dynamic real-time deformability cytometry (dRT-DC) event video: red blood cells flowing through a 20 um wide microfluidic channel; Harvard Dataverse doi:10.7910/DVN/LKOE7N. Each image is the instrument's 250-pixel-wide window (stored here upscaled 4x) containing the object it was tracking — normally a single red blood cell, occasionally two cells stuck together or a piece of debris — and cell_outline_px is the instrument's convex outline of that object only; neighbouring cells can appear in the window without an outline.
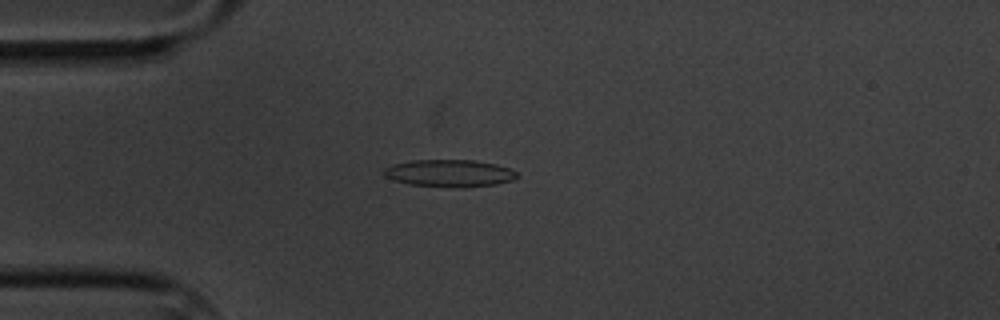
{"species": "common noctule bat (a hibernating species)", "species_latin": "Nyctalus noctula", "temperature_condition": "cold", "stored_images_in_passage": 12, "camera_frame_rate_fps": 3000, "um_per_image_px": 0.085, "animal": {"sex": "male", "body_mass_g": 20.1, "forearm_length_mm": 53.5}, "frame": {"image": 1, "passage_image": 1, "time_ms": 0.0, "image_size_px": [1000, 320], "cell_outline_px": [[520, 176], [512, 180], [496, 184], [464, 188], [408, 184], [384, 176], [380, 172], [384, 168], [392, 164], [412, 160], [476, 160], [496, 164], [508, 168], [516, 172]], "centroid_in_image_um": [38.19, 14.72], "position_along_channel_um": 46.8, "area_um2": 21.27}}
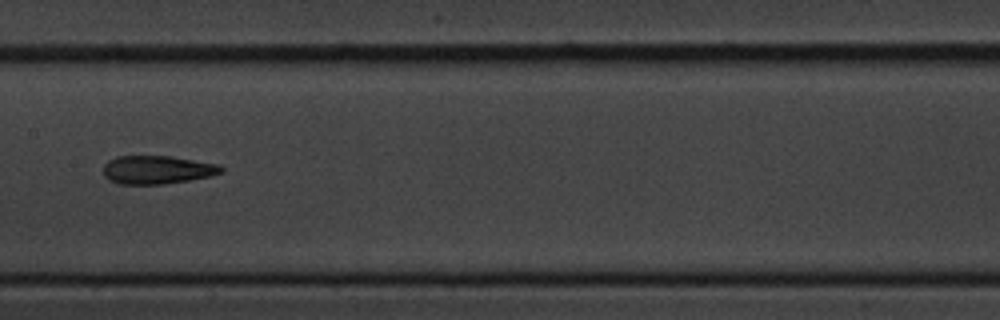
{"frame": {"image": 2, "passage_image": 5, "time_ms": 4.667, "image_size_px": [1000, 320], "cell_outline_px": [[224, 172], [212, 176], [164, 184], [120, 184], [108, 180], [104, 176], [104, 164], [108, 160], [116, 156], [172, 156], [220, 164], [224, 168]], "centroid_in_image_um": [13.39, 14.42], "position_along_channel_um": 194.0, "area_um2": 19.71}}
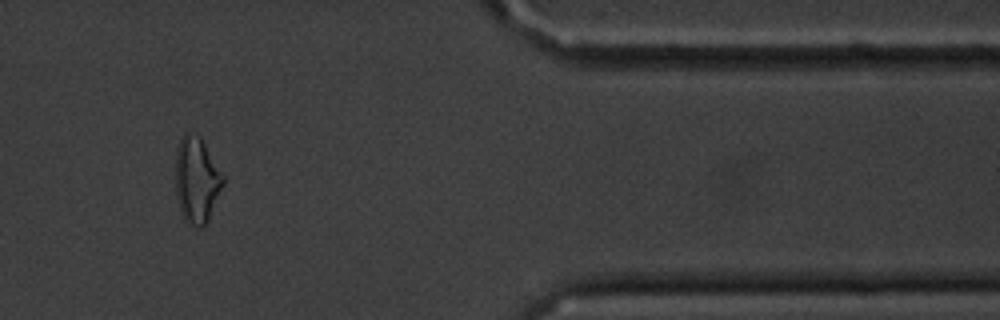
{"frame": {"image": 3, "passage_image": 10, "time_ms": 11.333, "image_size_px": [1000, 320], "cell_outline_px": [[224, 184], [208, 220], [200, 228], [188, 224], [184, 220], [180, 212], [176, 196], [176, 148], [184, 132], [188, 132], [200, 136], [224, 176]], "centroid_in_image_um": [16.71, 15.31], "position_along_channel_um": 394.7, "area_um2": 23.87}, "authors_computed_cell_mechanics": {"area_um2": 19.8254, "velocity_mm_per_s": 3.4449, "shape_relaxation_time_tau1_ms": null, "shape_relaxation_time_tau2_ms": 4.3558, "deformation_change_tau1": null, "deformation_change_tau2": 0.1494}}